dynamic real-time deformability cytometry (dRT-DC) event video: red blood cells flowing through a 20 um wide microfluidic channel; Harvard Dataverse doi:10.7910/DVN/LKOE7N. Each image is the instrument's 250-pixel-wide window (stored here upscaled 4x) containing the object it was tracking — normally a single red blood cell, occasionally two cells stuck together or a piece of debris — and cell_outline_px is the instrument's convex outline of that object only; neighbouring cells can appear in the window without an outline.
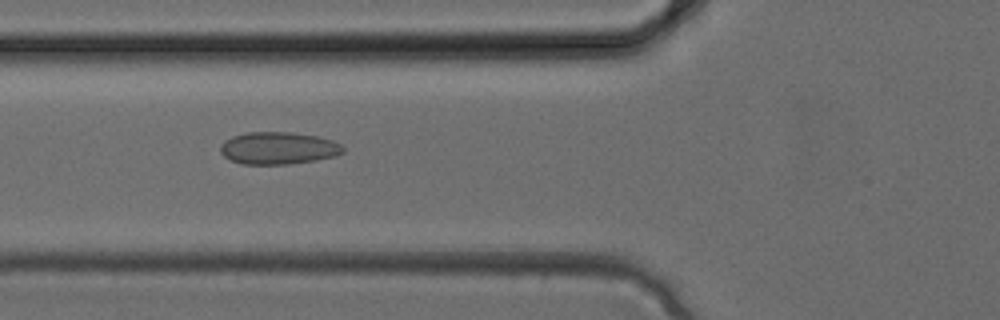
{"species": "common noctule bat (a hibernating species)", "species_latin": "Nyctalus noctula", "temperature_condition": "cold", "stored_images_in_passage": 33, "camera_frame_rate_fps": 3000, "um_per_image_px": 0.085, "animal": {"sex": "female", "body_mass_g": 24.6, "forearm_length_mm": 56.2}, "frame": {"image": 1, "passage_image": 12, "time_ms": 3.667, "image_size_px": [1000, 320], "cell_outline_px": [[344, 152], [336, 156], [316, 160], [288, 164], [240, 164], [224, 156], [220, 152], [220, 144], [224, 140], [232, 136], [248, 132], [292, 132], [320, 136], [332, 140], [340, 144], [344, 148]], "centroid_in_image_um": [23.66, 12.58], "position_along_channel_um": 102.1, "area_um2": 23.29}}
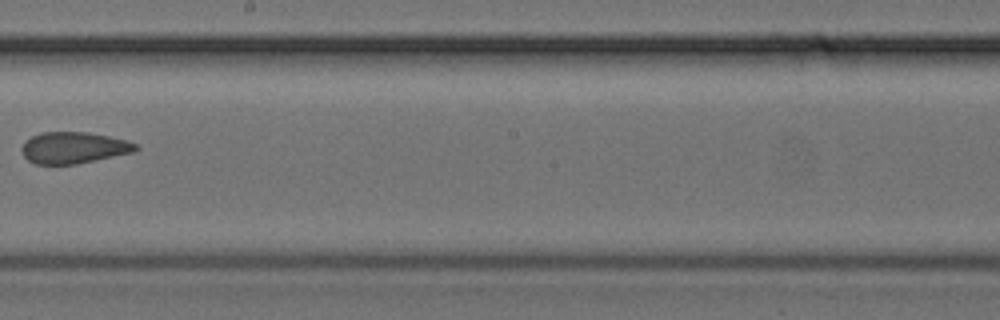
{"frame": {"image": 2, "passage_image": 19, "time_ms": 6.0, "image_size_px": [1000, 320], "cell_outline_px": [[140, 148], [132, 152], [96, 160], [76, 164], [36, 164], [28, 160], [24, 156], [20, 148], [24, 140], [40, 132], [88, 132], [128, 140], [136, 144]], "centroid_in_image_um": [6.23, 12.55], "position_along_channel_um": 242.0, "area_um2": 20.98}}
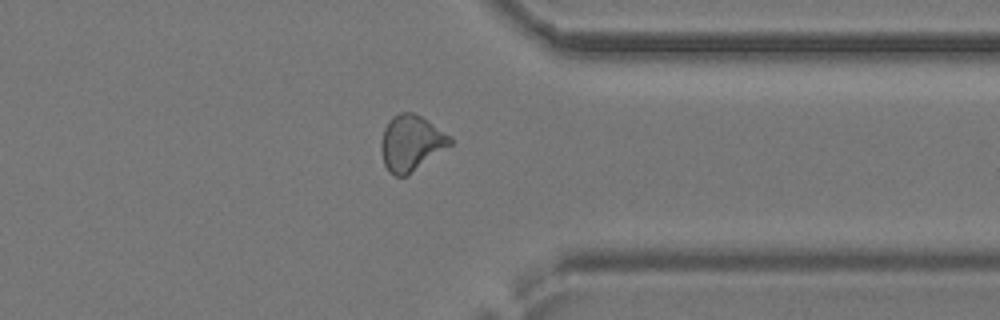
{"frame": {"image": 3, "passage_image": 26, "time_ms": 8.333, "image_size_px": [1000, 320], "cell_outline_px": [[452, 144], [408, 176], [396, 176], [388, 172], [384, 164], [380, 148], [380, 144], [384, 128], [388, 120], [392, 116], [400, 112], [412, 112], [428, 120], [448, 136], [452, 140]], "centroid_in_image_um": [34.9, 12.17], "position_along_channel_um": 376.5, "area_um2": 22.43}}